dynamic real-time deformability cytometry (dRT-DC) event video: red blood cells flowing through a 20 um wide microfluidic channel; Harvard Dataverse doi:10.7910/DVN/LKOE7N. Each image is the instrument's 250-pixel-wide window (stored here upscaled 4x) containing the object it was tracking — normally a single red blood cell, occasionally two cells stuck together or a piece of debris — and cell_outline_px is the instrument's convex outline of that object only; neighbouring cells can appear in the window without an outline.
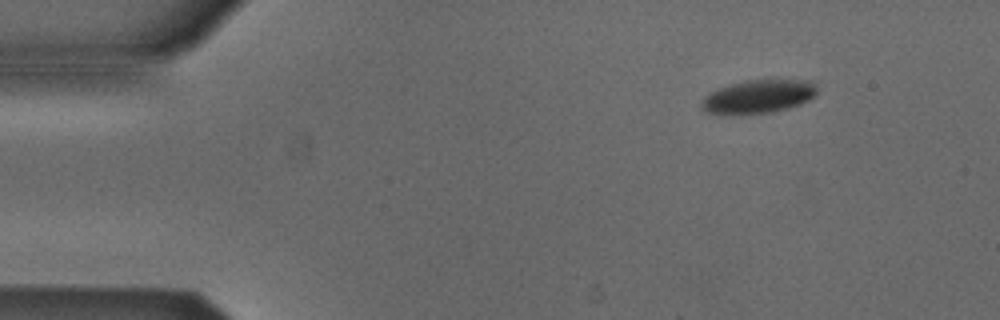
{"species": "Egyptian fruit bat (a non-hibernating species)", "species_latin": "Rousettus aegyptiacus", "temperature_condition": "cold", "stored_images_in_passage": 47, "camera_frame_rate_fps": 3000, "um_per_image_px": 0.085, "animal": {"sex": "male"}, "frame": {"image": 1, "passage_image": 1, "time_ms": 0.0, "image_size_px": [1000, 320], "cell_outline_px": [[816, 92], [808, 100], [800, 104], [788, 108], [772, 112], [708, 112], [700, 108], [700, 104], [704, 96], [708, 92], [716, 88], [744, 80], [812, 80], [816, 84]], "centroid_in_image_um": [64.46, 8.16], "position_along_channel_um": 20.5, "area_um2": 22.02}}
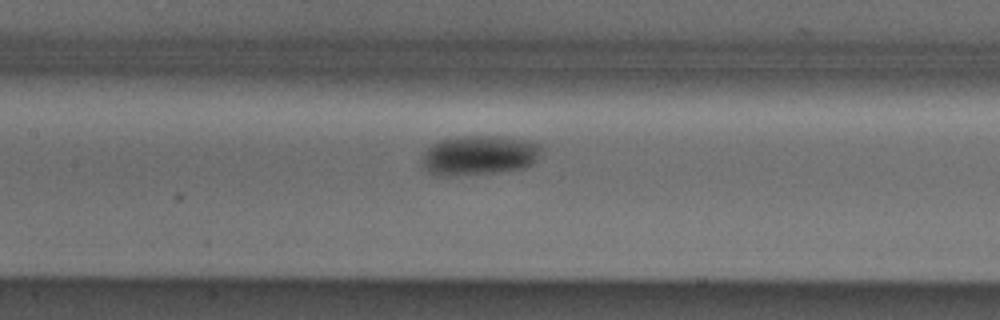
{"frame": {"image": 2, "passage_image": 19, "time_ms": 6.0, "image_size_px": [1000, 320], "cell_outline_px": [[540, 152], [536, 160], [528, 168], [492, 172], [440, 176], [428, 172], [424, 168], [420, 160], [428, 144], [440, 140], [456, 136], [504, 136], [524, 140], [540, 144]], "centroid_in_image_um": [40.68, 13.18], "position_along_channel_um": 166.7, "area_um2": 27.74}}
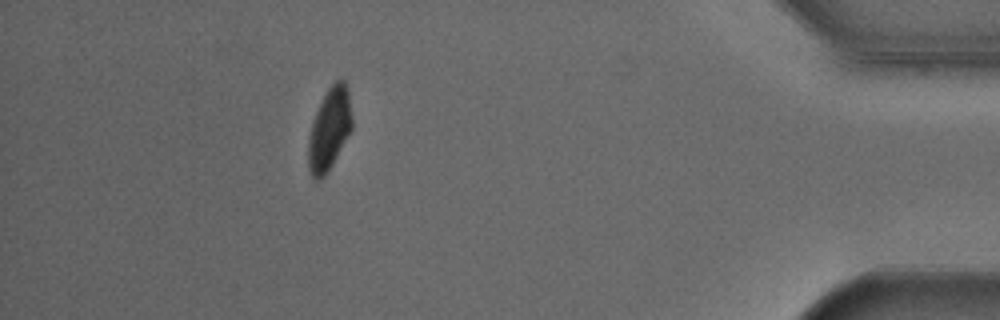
{"frame": {"image": 3, "passage_image": 42, "time_ms": 13.667, "image_size_px": [1000, 320], "cell_outline_px": [[352, 128], [328, 172], [320, 180], [316, 180], [312, 176], [308, 168], [308, 140], [312, 124], [316, 112], [328, 88], [340, 76], [344, 80], [348, 88], [352, 116]], "centroid_in_image_um": [28.01, 10.96], "position_along_channel_um": 407.2, "area_um2": 20.87}, "authors_computed_cell_mechanics": {"area_um2": 24.5072, "velocity_mm_per_s": 3.8609, "shape_relaxation_time_tau1_ms": 1.9723, "shape_relaxation_time_tau2_ms": null, "deformation_change_tau1": 0.0927, "deformation_change_tau2": null}}